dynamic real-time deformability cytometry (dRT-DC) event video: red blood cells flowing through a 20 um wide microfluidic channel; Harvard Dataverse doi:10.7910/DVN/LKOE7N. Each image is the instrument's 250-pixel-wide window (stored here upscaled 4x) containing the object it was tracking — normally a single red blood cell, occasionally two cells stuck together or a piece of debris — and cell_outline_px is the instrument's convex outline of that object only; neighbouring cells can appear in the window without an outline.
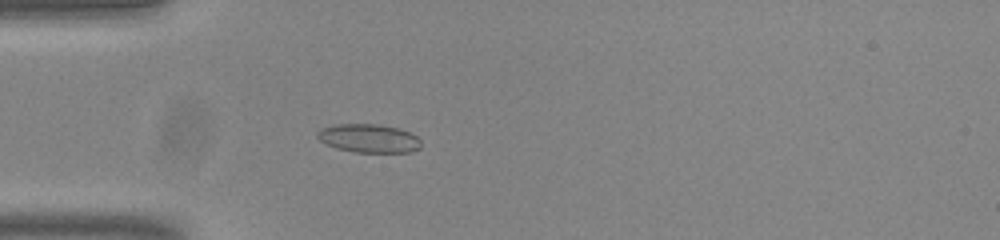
{"species": "common noctule bat (a hibernating species)", "species_latin": "Nyctalus noctula", "temperature_condition": "room temperature", "stored_images_in_passage": 44, "camera_frame_rate_fps": 3000, "um_per_image_px": 0.085, "animal": {"sex": "male", "body_mass_g": 20.0, "forearm_length_mm": 53.3}, "frame": {"image": 1, "passage_image": 6, "time_ms": 1.667, "image_size_px": [1000, 240], "cell_outline_px": [[420, 148], [412, 152], [356, 152], [336, 148], [320, 140], [316, 136], [316, 132], [332, 124], [376, 124], [400, 128], [416, 136], [420, 140]], "centroid_in_image_um": [31.35, 11.75], "position_along_channel_um": 53.6, "area_um2": 17.17}}
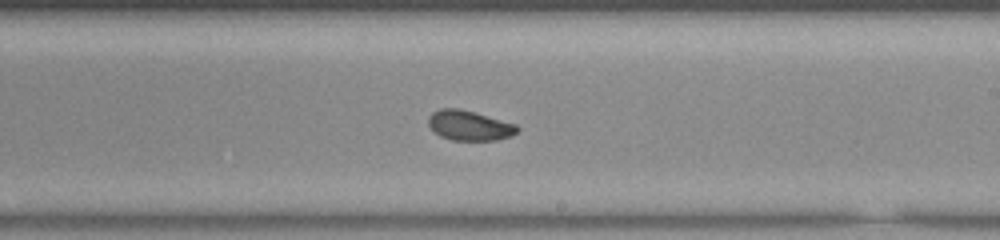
{"frame": {"image": 2, "passage_image": 22, "time_ms": 7.0, "image_size_px": [1000, 240], "cell_outline_px": [[520, 128], [512, 136], [496, 140], [452, 140], [440, 136], [428, 124], [428, 116], [432, 112], [440, 108], [460, 108], [476, 112], [516, 124]], "centroid_in_image_um": [39.9, 10.65], "position_along_channel_um": 249.1, "area_um2": 15.61}}
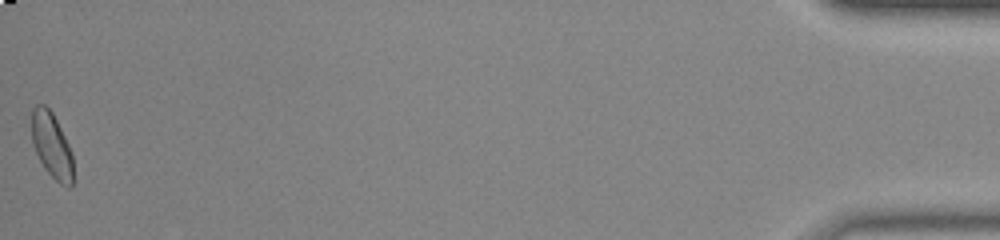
{"frame": {"image": 3, "passage_image": 44, "time_ms": 14.333, "image_size_px": [1000, 240], "cell_outline_px": [[72, 184], [68, 188], [60, 184], [44, 168], [32, 144], [32, 108], [36, 104], [44, 104], [52, 112], [72, 152]], "centroid_in_image_um": [4.38, 12.35], "position_along_channel_um": 430.8, "area_um2": 15.61}, "authors_computed_cell_mechanics": {"area_um2": 15.7505, "velocity_mm_per_s": 3.8088, "shape_relaxation_time_tau1_ms": 5.0199, "shape_relaxation_time_tau2_ms": 1.8218, "deformation_change_tau1": 0.1356, "deformation_change_tau2": 0.0601}}